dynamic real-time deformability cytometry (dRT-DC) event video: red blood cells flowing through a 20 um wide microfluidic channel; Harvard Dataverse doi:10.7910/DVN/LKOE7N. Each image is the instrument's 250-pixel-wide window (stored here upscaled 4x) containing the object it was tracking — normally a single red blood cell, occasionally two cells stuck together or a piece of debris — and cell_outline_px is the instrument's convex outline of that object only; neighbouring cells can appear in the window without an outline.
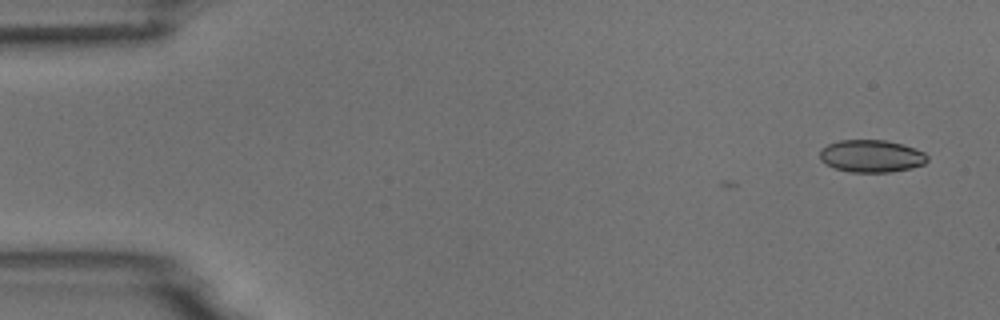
{"species": "common noctule bat (a hibernating species)", "species_latin": "Nyctalus noctula", "temperature_condition": "room temperature", "stored_images_in_passage": 5, "camera_frame_rate_fps": 3000, "um_per_image_px": 0.085, "animal": {"sex": "male", "body_mass_g": 18.8}, "frame": {"image": 1, "passage_image": 1, "time_ms": 0.0, "image_size_px": [1000, 320], "cell_outline_px": [[928, 160], [924, 164], [912, 168], [892, 172], [848, 172], [824, 164], [820, 160], [820, 148], [828, 144], [840, 140], [884, 140], [904, 144], [916, 148], [924, 152], [928, 156]], "centroid_in_image_um": [74.08, 13.27], "position_along_channel_um": 10.9, "area_um2": 20.58}}